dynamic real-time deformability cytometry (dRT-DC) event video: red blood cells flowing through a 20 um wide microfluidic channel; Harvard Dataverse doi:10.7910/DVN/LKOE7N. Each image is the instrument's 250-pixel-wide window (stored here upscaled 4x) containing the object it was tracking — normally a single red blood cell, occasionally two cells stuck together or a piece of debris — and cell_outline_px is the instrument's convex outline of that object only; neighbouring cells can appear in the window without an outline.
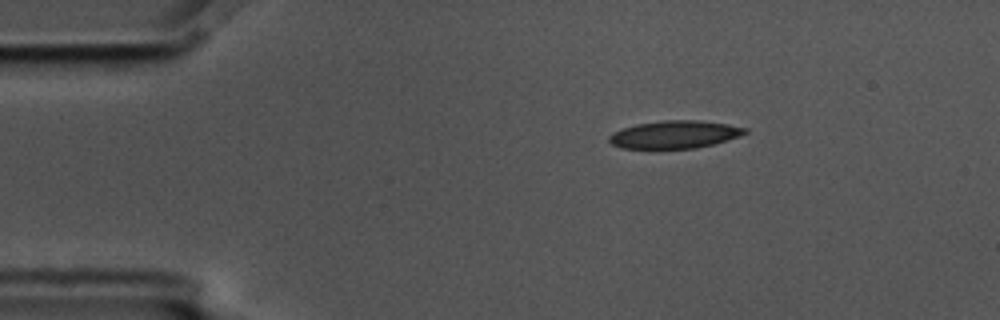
{"species": "common noctule bat (a hibernating species)", "species_latin": "Nyctalus noctula", "temperature_condition": "cold", "stored_images_in_passage": 48, "camera_frame_rate_fps": 3000, "um_per_image_px": 0.085, "animal": {"sex": "male", "body_mass_g": 17.5, "forearm_length_mm": 52.3}, "frame": {"image": 1, "passage_image": 1, "time_ms": 0.0, "image_size_px": [1000, 320], "cell_outline_px": [[748, 132], [740, 136], [728, 140], [696, 148], [620, 148], [612, 144], [608, 140], [608, 136], [612, 132], [636, 124], [664, 120], [696, 120], [728, 124], [748, 128]], "centroid_in_image_um": [57.35, 11.43], "position_along_channel_um": 27.7, "area_um2": 21.91}}
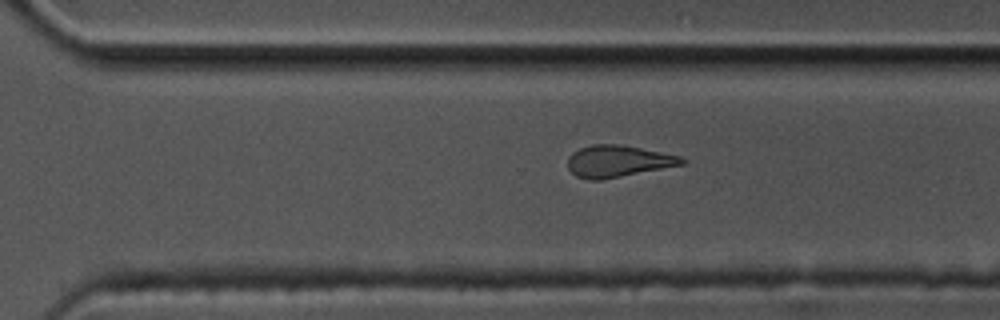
{"frame": {"image": 2, "passage_image": 30, "time_ms": 9.667, "image_size_px": [1000, 320], "cell_outline_px": [[688, 160], [684, 164], [600, 180], [588, 180], [576, 176], [568, 168], [568, 156], [572, 152], [580, 148], [592, 144], [620, 144], [680, 156]], "centroid_in_image_um": [52.5, 13.7], "position_along_channel_um": 318.1, "area_um2": 20.98}}
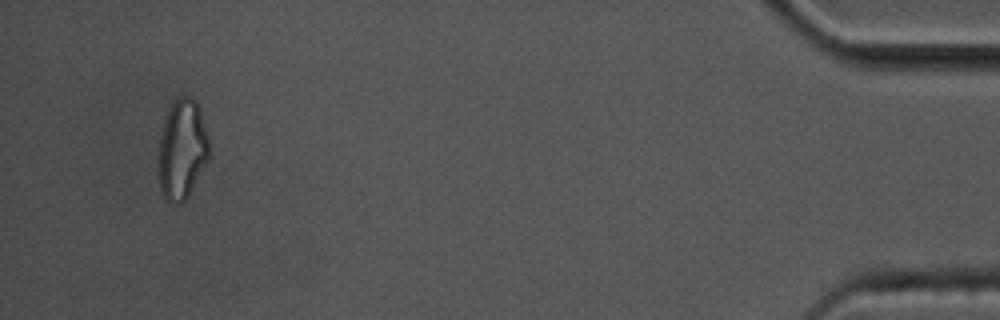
{"frame": {"image": 3, "passage_image": 45, "time_ms": 14.667, "image_size_px": [1000, 320], "cell_outline_px": [[212, 156], [188, 196], [180, 204], [168, 204], [164, 200], [160, 188], [160, 136], [164, 120], [176, 96], [192, 96], [196, 100], [200, 108], [208, 136]], "centroid_in_image_um": [15.53, 12.71], "position_along_channel_um": 419.7, "area_um2": 29.94}, "authors_computed_cell_mechanics": {"area_um2": 22.3686, "velocity_mm_per_s": 3.5802, "shape_relaxation_time_tau1_ms": 4.5654, "shape_relaxation_time_tau2_ms": 2.7325, "deformation_change_tau1": 0.1449, "deformation_change_tau2": 0.1237}}